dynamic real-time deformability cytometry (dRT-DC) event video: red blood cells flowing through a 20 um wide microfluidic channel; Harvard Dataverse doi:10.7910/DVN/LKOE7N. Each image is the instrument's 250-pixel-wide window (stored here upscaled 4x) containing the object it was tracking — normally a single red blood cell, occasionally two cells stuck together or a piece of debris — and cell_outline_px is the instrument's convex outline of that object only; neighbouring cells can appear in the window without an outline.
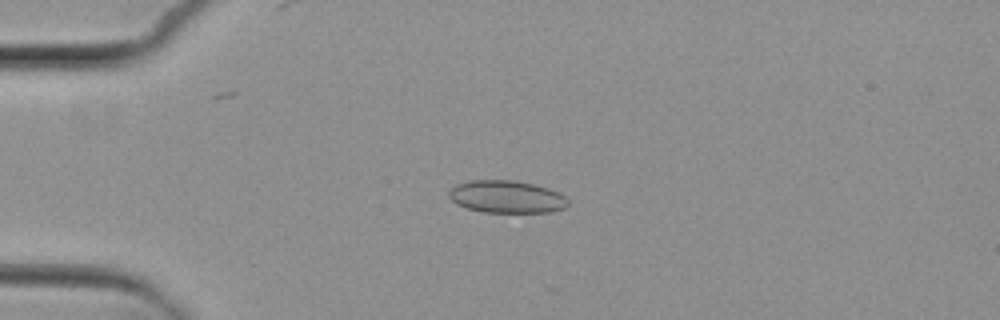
{"species": "common noctule bat (a hibernating species)", "species_latin": "Nyctalus noctula", "temperature_condition": "cold", "stored_images_in_passage": 4, "camera_frame_rate_fps": 3000, "um_per_image_px": 0.085, "animal": {"sex": "female", "body_mass_g": 29.2, "forearm_length_mm": 56.3}, "frame": {"image": 1, "passage_image": 4, "time_ms": 3.333, "image_size_px": [1000, 320], "cell_outline_px": [[568, 204], [564, 208], [552, 212], [484, 212], [468, 208], [456, 204], [448, 196], [448, 192], [456, 184], [468, 180], [512, 180], [536, 184], [560, 192], [568, 200]], "centroid_in_image_um": [43.07, 16.72], "position_along_channel_um": 41.9, "area_um2": 22.66}}